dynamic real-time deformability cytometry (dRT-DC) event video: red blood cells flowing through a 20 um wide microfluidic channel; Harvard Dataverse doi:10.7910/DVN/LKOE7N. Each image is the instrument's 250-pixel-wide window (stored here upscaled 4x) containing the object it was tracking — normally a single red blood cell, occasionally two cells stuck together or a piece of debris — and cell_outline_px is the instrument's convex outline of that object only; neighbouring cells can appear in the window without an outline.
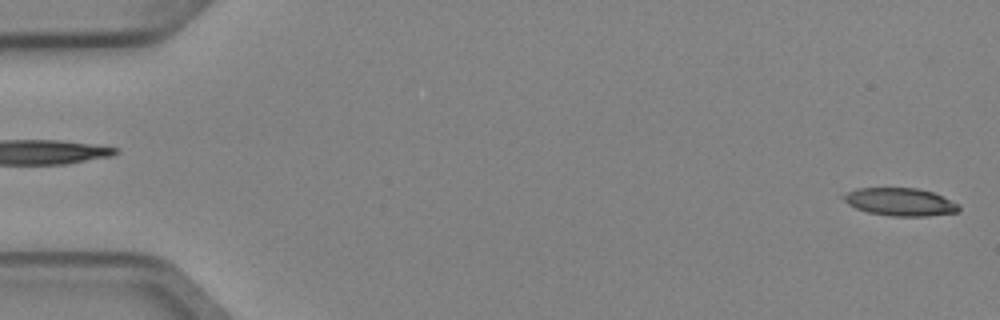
{"species": "Egyptian fruit bat (a non-hibernating species)", "species_latin": "Rousettus aegyptiacus", "temperature_condition": "cold", "stored_images_in_passage": 5, "segment_of_instrument_passage": [2, 2], "camera_frame_rate_fps": 3000, "um_per_image_px": 0.085, "animal": {"sex": "female"}, "frame": {"image": 1, "passage_image": 5, "time_ms": 1.333, "image_size_px": [1000, 320], "cell_outline_px": [[960, 208], [956, 212], [928, 216], [892, 216], [868, 212], [856, 208], [848, 204], [840, 196], [856, 188], [916, 188], [932, 192], [960, 204]], "centroid_in_image_um": [76.5, 17.16], "position_along_channel_um": 8.5, "area_um2": 18.61}}